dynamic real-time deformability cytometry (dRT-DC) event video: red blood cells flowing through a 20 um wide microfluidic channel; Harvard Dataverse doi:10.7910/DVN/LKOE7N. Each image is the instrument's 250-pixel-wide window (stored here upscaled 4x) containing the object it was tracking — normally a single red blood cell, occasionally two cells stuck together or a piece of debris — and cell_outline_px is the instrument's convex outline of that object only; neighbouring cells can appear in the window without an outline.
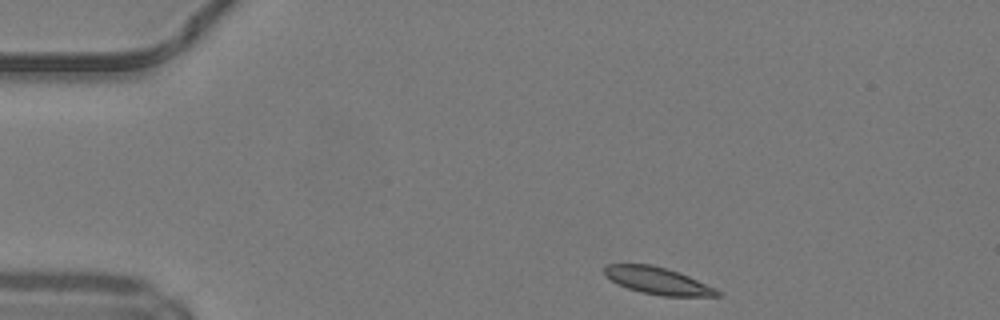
{"species": "common noctule bat (a hibernating species)", "species_latin": "Nyctalus noctula", "temperature_condition": "warm", "stored_images_in_passage": 42, "camera_frame_rate_fps": 3000, "um_per_image_px": 0.085, "animal": {"sex": "male", "body_mass_g": 19.2, "forearm_length_mm": 51.8}, "frame": {"image": 1, "passage_image": 1, "time_ms": 0.0, "image_size_px": [1000, 320], "cell_outline_px": [[724, 296], [660, 296], [640, 292], [616, 284], [604, 276], [604, 268], [608, 264], [652, 264], [668, 268], [680, 272], [716, 288]], "centroid_in_image_um": [55.91, 23.86], "position_along_channel_um": 29.1, "area_um2": 18.09}}
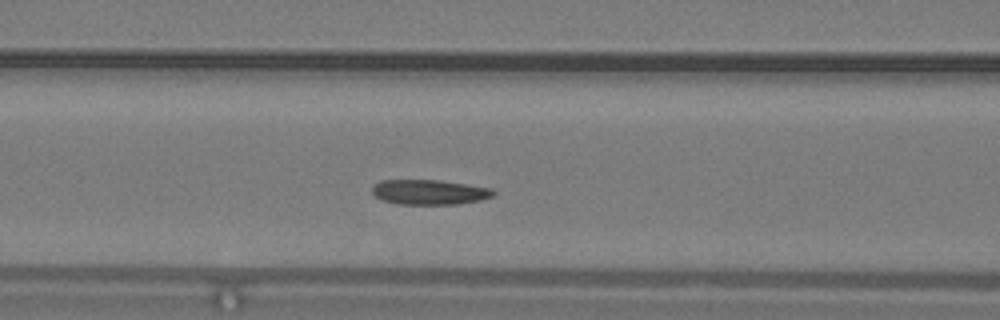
{"frame": {"image": 2, "passage_image": 13, "time_ms": 4.0, "image_size_px": [1000, 320], "cell_outline_px": [[496, 192], [492, 196], [480, 200], [460, 204], [396, 204], [384, 200], [376, 196], [372, 192], [372, 184], [380, 180], [440, 180], [492, 188]], "centroid_in_image_um": [36.49, 16.32], "position_along_channel_um": 130.1, "area_um2": 17.69}}
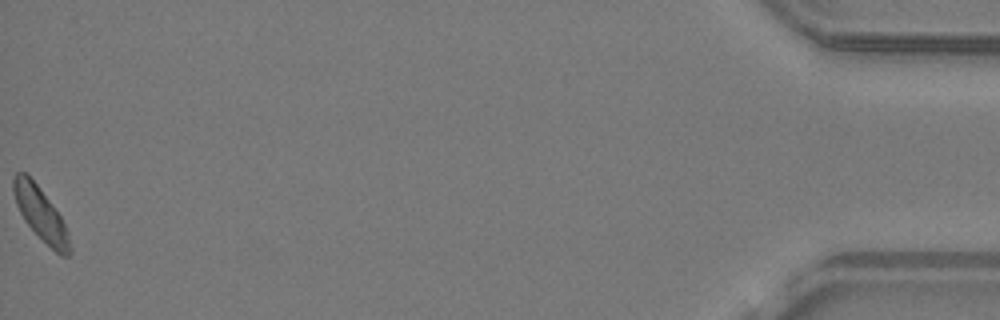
{"frame": {"image": 3, "passage_image": 42, "time_ms": 13.667, "image_size_px": [1000, 320], "cell_outline_px": [[72, 252], [68, 256], [60, 256], [24, 220], [16, 204], [12, 188], [12, 176], [16, 172], [28, 172], [60, 216], [68, 232], [72, 248]], "centroid_in_image_um": [3.44, 18.14], "position_along_channel_um": 431.8, "area_um2": 17.28}, "authors_computed_cell_mechanics": {"area_um2": 17.7735, "velocity_mm_per_s": 4.1683, "shape_relaxation_time_tau1_ms": 4.3674, "shape_relaxation_time_tau2_ms": 3.2722, "deformation_change_tau1": 0.0979, "deformation_change_tau2": 0.0767}}